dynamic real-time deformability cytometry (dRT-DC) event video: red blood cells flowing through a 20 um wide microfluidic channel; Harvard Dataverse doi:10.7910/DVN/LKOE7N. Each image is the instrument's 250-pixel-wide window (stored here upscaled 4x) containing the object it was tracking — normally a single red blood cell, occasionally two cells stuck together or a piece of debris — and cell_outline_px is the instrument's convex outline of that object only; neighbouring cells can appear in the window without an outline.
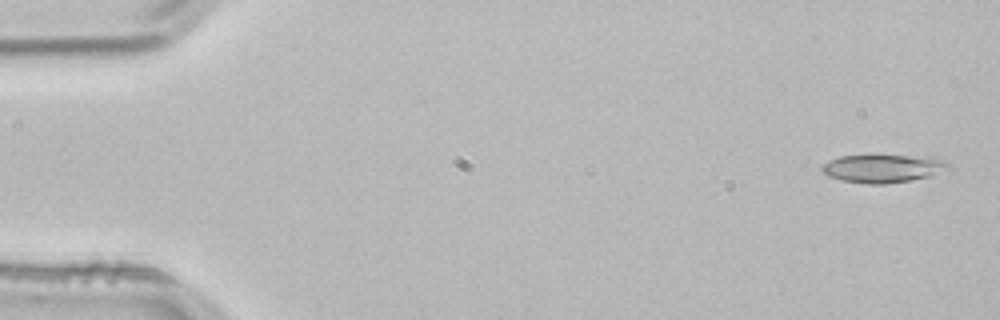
{"species": "common noctule bat (a hibernating species)", "species_latin": "Nyctalus noctula", "temperature_condition": "room temperature", "stored_images_in_passage": 4, "camera_frame_rate_fps": 3000, "um_per_image_px": 0.085, "animal": {"sex": "male", "body_mass_g": 21.5, "forearm_length_mm": 52.0}, "frame": {"image": 1, "passage_image": 1, "time_ms": 0.0, "image_size_px": [1000, 320], "cell_outline_px": [[952, 168], [932, 176], [912, 180], [884, 184], [868, 184], [840, 180], [828, 176], [820, 168], [824, 164], [840, 156], [924, 156], [944, 160]], "centroid_in_image_um": [75.1, 14.33], "position_along_channel_um": 9.9, "area_um2": 20.58}}